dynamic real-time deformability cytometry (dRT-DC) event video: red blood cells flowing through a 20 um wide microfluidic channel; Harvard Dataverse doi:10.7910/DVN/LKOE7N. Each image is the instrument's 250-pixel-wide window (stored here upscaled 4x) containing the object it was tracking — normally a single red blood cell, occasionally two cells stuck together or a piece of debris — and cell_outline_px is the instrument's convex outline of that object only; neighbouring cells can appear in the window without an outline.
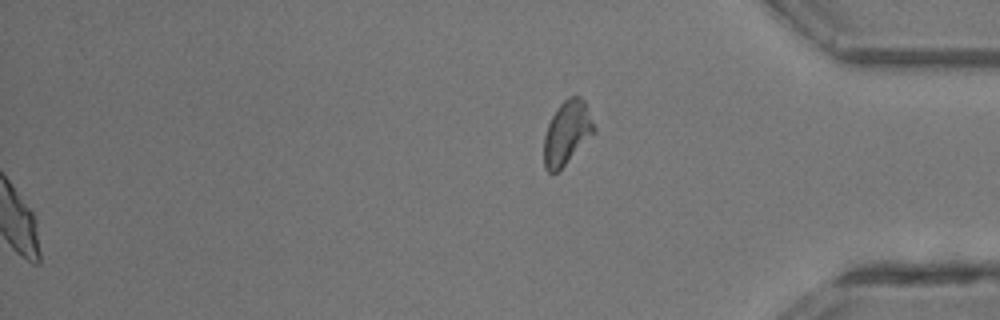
{"species": "common noctule bat (a hibernating species)", "species_latin": "Nyctalus noctula", "temperature_condition": "room temperature", "stored_images_in_passage": 34, "segment_of_instrument_passage": [2, 2], "camera_frame_rate_fps": 3000, "um_per_image_px": 0.085, "animal": {"sex": "male", "body_mass_g": 13.3}, "frame": {"image": 1, "passage_image": 34, "time_ms": 11.0, "image_size_px": [1000, 320], "cell_outline_px": [[596, 132], [556, 172], [548, 172], [544, 168], [544, 136], [548, 124], [552, 116], [560, 104], [568, 96], [580, 96], [584, 100], [596, 128]], "centroid_in_image_um": [48.2, 11.26], "position_along_channel_um": 387.0, "area_um2": 18.38}}